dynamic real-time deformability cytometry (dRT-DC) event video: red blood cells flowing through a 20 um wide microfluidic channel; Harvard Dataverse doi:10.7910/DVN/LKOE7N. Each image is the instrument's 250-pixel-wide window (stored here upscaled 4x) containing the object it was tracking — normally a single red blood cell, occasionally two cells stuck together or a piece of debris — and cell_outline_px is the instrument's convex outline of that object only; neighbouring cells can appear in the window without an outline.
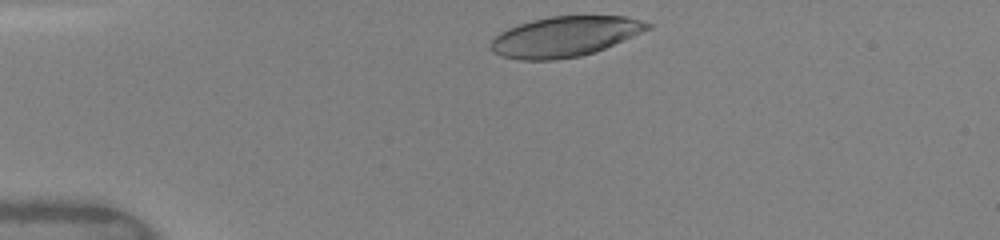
{"species": "human", "species_latin": "Homo sapiens", "temperature_condition": "warm", "stored_images_in_passage": 32, "camera_frame_rate_fps": 3000, "um_per_image_px": 0.085, "donor": {"sex": "female"}, "frame": {"image": 1, "passage_image": 1, "time_ms": 0.0, "image_size_px": [1000, 240], "cell_outline_px": [[652, 28], [604, 48], [580, 56], [556, 60], [520, 60], [500, 56], [492, 52], [488, 44], [500, 32], [508, 28], [532, 20], [552, 16], [624, 16], [640, 20], [652, 24]], "centroid_in_image_um": [47.97, 3.11], "position_along_channel_um": 37.0, "area_um2": 36.65}}
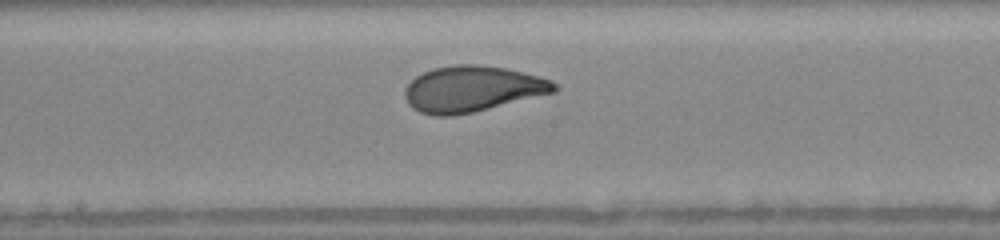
{"frame": {"image": 2, "passage_image": 17, "time_ms": 5.333, "image_size_px": [1000, 240], "cell_outline_px": [[560, 88], [556, 92], [472, 112], [452, 116], [432, 116], [420, 112], [412, 108], [408, 104], [404, 96], [404, 88], [416, 76], [424, 72], [436, 68], [456, 64], [476, 64], [508, 68], [540, 76], [552, 80]], "centroid_in_image_um": [40.15, 7.56], "position_along_channel_um": 208.0, "area_um2": 40.17}}
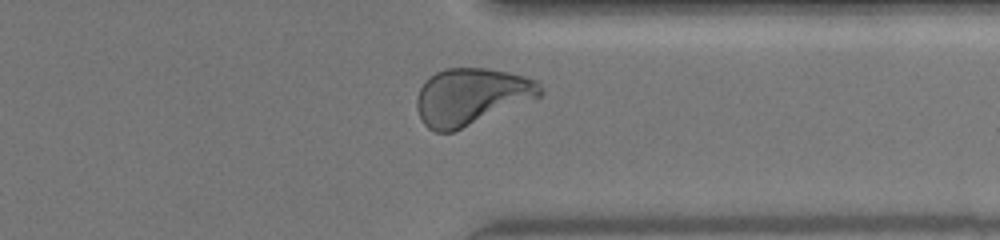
{"frame": {"image": 3, "passage_image": 29, "time_ms": 9.333, "image_size_px": [1000, 240], "cell_outline_px": [[544, 92], [540, 96], [452, 132], [436, 132], [428, 128], [420, 120], [416, 108], [416, 100], [420, 88], [424, 80], [436, 72], [444, 68], [484, 68], [508, 72], [524, 76], [536, 80], [544, 88]], "centroid_in_image_um": [40.02, 8.19], "position_along_channel_um": 371.4, "area_um2": 40.69}, "authors_computed_cell_mechanics": {"area_um2": 39.5352, "velocity_mm_per_s": 4.087, "shape_relaxation_time_tau1_ms": 3.0538, "shape_relaxation_time_tau2_ms": 0.6304, "deformation_change_tau1": 0.1749, "deformation_change_tau2": 0.0664}}